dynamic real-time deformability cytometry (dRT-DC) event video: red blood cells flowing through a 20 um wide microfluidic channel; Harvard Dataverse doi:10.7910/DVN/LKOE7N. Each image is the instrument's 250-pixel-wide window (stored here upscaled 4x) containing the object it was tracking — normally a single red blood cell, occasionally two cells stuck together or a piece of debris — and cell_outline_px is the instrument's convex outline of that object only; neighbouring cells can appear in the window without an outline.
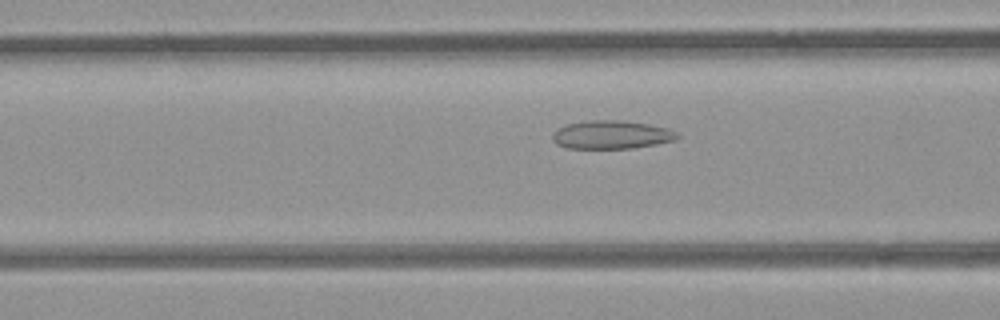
{"species": "common noctule bat (a hibernating species)", "species_latin": "Nyctalus noctula", "temperature_condition": "room temperature", "stored_images_in_passage": 31, "camera_frame_rate_fps": 3000, "um_per_image_px": 0.085, "animal": {"sex": "female", "body_mass_g": 21.9}, "frame": {"image": 1, "passage_image": 6, "time_ms": 1.667, "image_size_px": [1000, 320], "cell_outline_px": [[680, 136], [672, 140], [656, 144], [632, 148], [564, 148], [556, 144], [552, 140], [552, 132], [568, 124], [588, 120], [620, 120], [648, 124], [668, 128], [676, 132]], "centroid_in_image_um": [51.94, 11.45], "position_along_channel_um": 114.7, "area_um2": 20.52}}
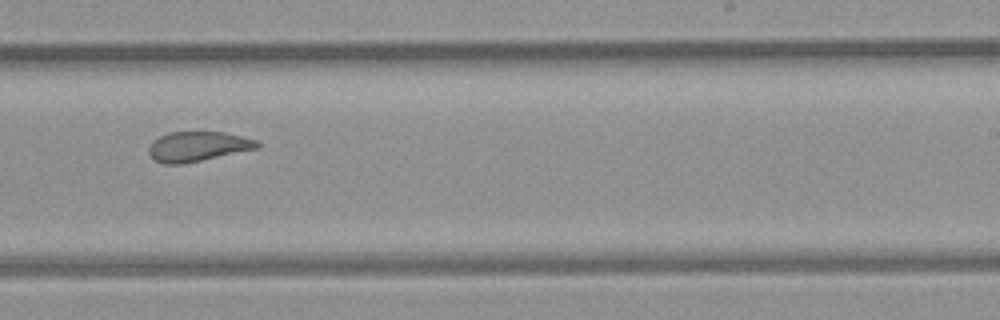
{"frame": {"image": 2, "passage_image": 18, "time_ms": 5.667, "image_size_px": [1000, 320], "cell_outline_px": [[260, 148], [184, 164], [164, 164], [156, 160], [148, 152], [148, 148], [152, 140], [168, 132], [224, 132], [256, 140], [260, 144]], "centroid_in_image_um": [16.81, 12.45], "position_along_channel_um": 272.2, "area_um2": 18.9}}
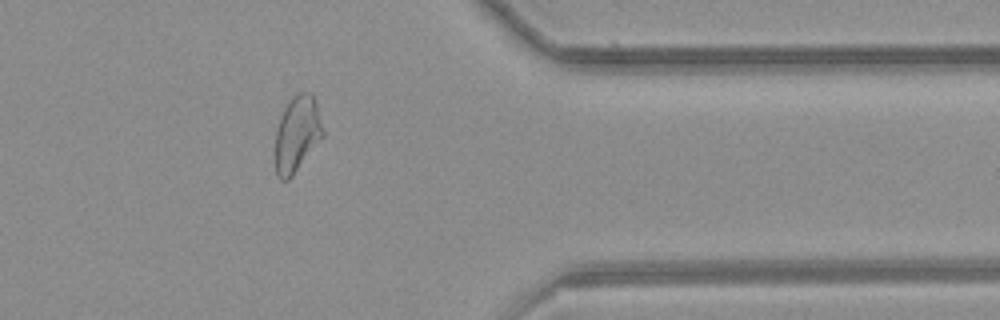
{"frame": {"image": 3, "passage_image": 28, "time_ms": 9.0, "image_size_px": [1000, 320], "cell_outline_px": [[324, 136], [292, 176], [288, 180], [280, 180], [276, 176], [276, 128], [280, 116], [288, 100], [296, 92], [308, 92], [312, 96], [316, 104], [324, 132]], "centroid_in_image_um": [25.24, 11.38], "position_along_channel_um": 386.2, "area_um2": 21.04}, "authors_computed_cell_mechanics": {"area_um2": 19.8254, "velocity_mm_per_s": 3.936, "shape_relaxation_time_tau1_ms": null, "shape_relaxation_time_tau2_ms": 1.7771, "deformation_change_tau1": null, "deformation_change_tau2": 0.0977}}